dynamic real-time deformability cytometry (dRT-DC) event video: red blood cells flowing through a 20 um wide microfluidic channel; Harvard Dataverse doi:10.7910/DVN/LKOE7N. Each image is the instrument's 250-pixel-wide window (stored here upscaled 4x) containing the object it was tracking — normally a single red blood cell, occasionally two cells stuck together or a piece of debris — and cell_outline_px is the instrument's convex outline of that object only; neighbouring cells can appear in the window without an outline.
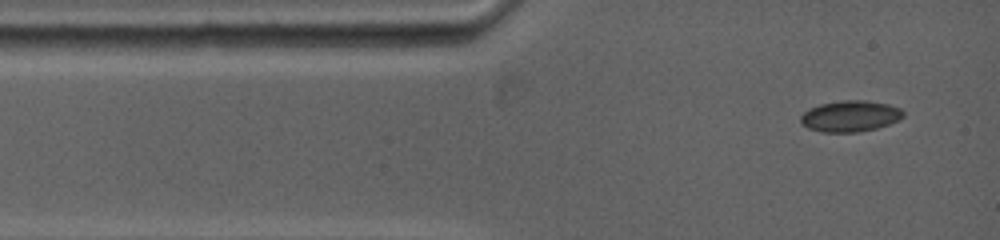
{"species": "common noctule bat (a hibernating species)", "species_latin": "Nyctalus noctula", "temperature_condition": "warm", "stored_images_in_passage": 4, "camera_frame_rate_fps": 5000, "um_per_image_px": 0.085, "animal": {"sex": "female", "body_mass_g": 19.0, "forearm_length_mm": 53.3}, "frame": {"image": 1, "passage_image": 1, "time_ms": 0.0, "image_size_px": [1000, 240], "cell_outline_px": [[904, 116], [900, 120], [876, 128], [856, 132], [820, 132], [808, 128], [800, 124], [800, 116], [804, 112], [820, 104], [844, 100], [864, 100], [888, 104], [900, 108], [904, 112]], "centroid_in_image_um": [72.27, 9.88], "position_along_channel_um": 12.7, "area_um2": 18.61}}
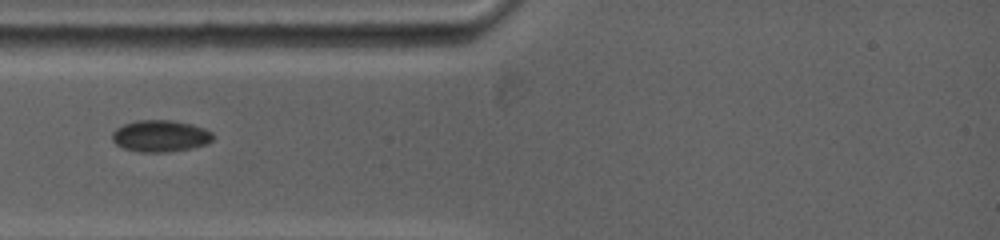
{"frame": {"image": 2, "passage_image": 3, "time_ms": 2.4, "image_size_px": [1000, 240], "cell_outline_px": [[212, 140], [204, 144], [192, 148], [168, 152], [140, 152], [124, 148], [116, 144], [112, 140], [112, 132], [116, 128], [124, 124], [136, 120], [172, 120], [192, 124], [204, 128], [212, 132]], "centroid_in_image_um": [13.61, 11.55], "position_along_channel_um": 71.4, "area_um2": 18.61}}
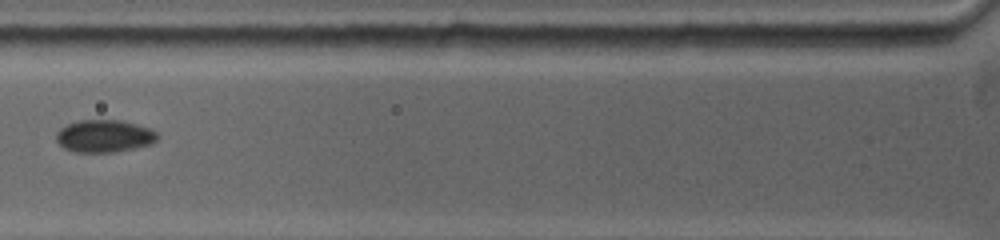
{"frame": {"image": 3, "passage_image": 4, "time_ms": 3.6, "image_size_px": [1000, 240], "cell_outline_px": [[160, 136], [152, 144], [116, 152], [72, 152], [64, 148], [56, 140], [56, 132], [60, 128], [68, 124], [80, 120], [120, 120], [136, 124], [148, 128], [156, 132]], "centroid_in_image_um": [8.86, 11.57], "position_along_channel_um": 116.9, "area_um2": 19.19}}